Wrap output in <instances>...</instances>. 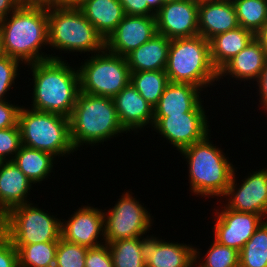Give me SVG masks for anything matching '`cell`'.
<instances>
[{
	"label": "cell",
	"instance_id": "8fae6325",
	"mask_svg": "<svg viewBox=\"0 0 267 267\" xmlns=\"http://www.w3.org/2000/svg\"><path fill=\"white\" fill-rule=\"evenodd\" d=\"M235 168L231 182L222 200L228 209L261 215L267 220V168L251 171L238 182Z\"/></svg>",
	"mask_w": 267,
	"mask_h": 267
},
{
	"label": "cell",
	"instance_id": "7a4b0ae2",
	"mask_svg": "<svg viewBox=\"0 0 267 267\" xmlns=\"http://www.w3.org/2000/svg\"><path fill=\"white\" fill-rule=\"evenodd\" d=\"M67 60L28 64L33 79L31 109L70 117L80 93L79 72Z\"/></svg>",
	"mask_w": 267,
	"mask_h": 267
},
{
	"label": "cell",
	"instance_id": "74e56055",
	"mask_svg": "<svg viewBox=\"0 0 267 267\" xmlns=\"http://www.w3.org/2000/svg\"><path fill=\"white\" fill-rule=\"evenodd\" d=\"M0 267H19L18 251L0 231Z\"/></svg>",
	"mask_w": 267,
	"mask_h": 267
},
{
	"label": "cell",
	"instance_id": "3957f363",
	"mask_svg": "<svg viewBox=\"0 0 267 267\" xmlns=\"http://www.w3.org/2000/svg\"><path fill=\"white\" fill-rule=\"evenodd\" d=\"M209 133L179 153L187 163L189 191L196 197L221 198L225 195L235 171V166L221 148L213 144Z\"/></svg>",
	"mask_w": 267,
	"mask_h": 267
},
{
	"label": "cell",
	"instance_id": "836d02e7",
	"mask_svg": "<svg viewBox=\"0 0 267 267\" xmlns=\"http://www.w3.org/2000/svg\"><path fill=\"white\" fill-rule=\"evenodd\" d=\"M22 63L12 57L3 55L0 57V101L9 100L7 94L15 85V80L20 75Z\"/></svg>",
	"mask_w": 267,
	"mask_h": 267
},
{
	"label": "cell",
	"instance_id": "e575fe53",
	"mask_svg": "<svg viewBox=\"0 0 267 267\" xmlns=\"http://www.w3.org/2000/svg\"><path fill=\"white\" fill-rule=\"evenodd\" d=\"M22 146L19 126L0 129V159L11 161Z\"/></svg>",
	"mask_w": 267,
	"mask_h": 267
},
{
	"label": "cell",
	"instance_id": "603a6c76",
	"mask_svg": "<svg viewBox=\"0 0 267 267\" xmlns=\"http://www.w3.org/2000/svg\"><path fill=\"white\" fill-rule=\"evenodd\" d=\"M170 43L165 35L155 34L126 56L130 72L165 70Z\"/></svg>",
	"mask_w": 267,
	"mask_h": 267
},
{
	"label": "cell",
	"instance_id": "8d00e7d4",
	"mask_svg": "<svg viewBox=\"0 0 267 267\" xmlns=\"http://www.w3.org/2000/svg\"><path fill=\"white\" fill-rule=\"evenodd\" d=\"M85 267H114L108 244L88 248Z\"/></svg>",
	"mask_w": 267,
	"mask_h": 267
},
{
	"label": "cell",
	"instance_id": "44dd1931",
	"mask_svg": "<svg viewBox=\"0 0 267 267\" xmlns=\"http://www.w3.org/2000/svg\"><path fill=\"white\" fill-rule=\"evenodd\" d=\"M239 27L236 11L231 0H210L199 2V35L210 40L215 35Z\"/></svg>",
	"mask_w": 267,
	"mask_h": 267
},
{
	"label": "cell",
	"instance_id": "f546056e",
	"mask_svg": "<svg viewBox=\"0 0 267 267\" xmlns=\"http://www.w3.org/2000/svg\"><path fill=\"white\" fill-rule=\"evenodd\" d=\"M240 27L254 35L267 22V0H231Z\"/></svg>",
	"mask_w": 267,
	"mask_h": 267
},
{
	"label": "cell",
	"instance_id": "d590c367",
	"mask_svg": "<svg viewBox=\"0 0 267 267\" xmlns=\"http://www.w3.org/2000/svg\"><path fill=\"white\" fill-rule=\"evenodd\" d=\"M126 15L156 16L164 4L162 0H118Z\"/></svg>",
	"mask_w": 267,
	"mask_h": 267
},
{
	"label": "cell",
	"instance_id": "4316f807",
	"mask_svg": "<svg viewBox=\"0 0 267 267\" xmlns=\"http://www.w3.org/2000/svg\"><path fill=\"white\" fill-rule=\"evenodd\" d=\"M132 85L151 107H155L169 83L165 70L131 72Z\"/></svg>",
	"mask_w": 267,
	"mask_h": 267
},
{
	"label": "cell",
	"instance_id": "ba28073f",
	"mask_svg": "<svg viewBox=\"0 0 267 267\" xmlns=\"http://www.w3.org/2000/svg\"><path fill=\"white\" fill-rule=\"evenodd\" d=\"M34 204L16 206L0 218V231L13 244L58 242L61 238V219Z\"/></svg>",
	"mask_w": 267,
	"mask_h": 267
},
{
	"label": "cell",
	"instance_id": "2e32d148",
	"mask_svg": "<svg viewBox=\"0 0 267 267\" xmlns=\"http://www.w3.org/2000/svg\"><path fill=\"white\" fill-rule=\"evenodd\" d=\"M157 34L155 16L125 15L116 29L106 38L105 48L126 57Z\"/></svg>",
	"mask_w": 267,
	"mask_h": 267
},
{
	"label": "cell",
	"instance_id": "7402d4cb",
	"mask_svg": "<svg viewBox=\"0 0 267 267\" xmlns=\"http://www.w3.org/2000/svg\"><path fill=\"white\" fill-rule=\"evenodd\" d=\"M33 184L11 161H3L0 166V218L10 209L30 203L29 193Z\"/></svg>",
	"mask_w": 267,
	"mask_h": 267
},
{
	"label": "cell",
	"instance_id": "cb8c5ba5",
	"mask_svg": "<svg viewBox=\"0 0 267 267\" xmlns=\"http://www.w3.org/2000/svg\"><path fill=\"white\" fill-rule=\"evenodd\" d=\"M78 8L104 40L126 15L118 0H87Z\"/></svg>",
	"mask_w": 267,
	"mask_h": 267
},
{
	"label": "cell",
	"instance_id": "4fadbf2b",
	"mask_svg": "<svg viewBox=\"0 0 267 267\" xmlns=\"http://www.w3.org/2000/svg\"><path fill=\"white\" fill-rule=\"evenodd\" d=\"M214 209V226L211 232L218 243L240 251L265 220L261 215L228 209L225 205ZM222 209V210H221Z\"/></svg>",
	"mask_w": 267,
	"mask_h": 267
},
{
	"label": "cell",
	"instance_id": "6da1fadb",
	"mask_svg": "<svg viewBox=\"0 0 267 267\" xmlns=\"http://www.w3.org/2000/svg\"><path fill=\"white\" fill-rule=\"evenodd\" d=\"M0 46L3 55L23 65L48 59L64 60V56L43 52L48 42V8L18 6L0 20ZM43 47V48H42Z\"/></svg>",
	"mask_w": 267,
	"mask_h": 267
},
{
	"label": "cell",
	"instance_id": "5b68a950",
	"mask_svg": "<svg viewBox=\"0 0 267 267\" xmlns=\"http://www.w3.org/2000/svg\"><path fill=\"white\" fill-rule=\"evenodd\" d=\"M165 72L169 82L191 84L203 91L218 83V71L210 58V43L201 35L171 40Z\"/></svg>",
	"mask_w": 267,
	"mask_h": 267
},
{
	"label": "cell",
	"instance_id": "bcb514c9",
	"mask_svg": "<svg viewBox=\"0 0 267 267\" xmlns=\"http://www.w3.org/2000/svg\"><path fill=\"white\" fill-rule=\"evenodd\" d=\"M172 1H177V0H162L163 3L172 2Z\"/></svg>",
	"mask_w": 267,
	"mask_h": 267
},
{
	"label": "cell",
	"instance_id": "1f68e13d",
	"mask_svg": "<svg viewBox=\"0 0 267 267\" xmlns=\"http://www.w3.org/2000/svg\"><path fill=\"white\" fill-rule=\"evenodd\" d=\"M204 258L201 249L195 247V262L201 267H239V251L212 240ZM199 260V261H198ZM202 260V261H201Z\"/></svg>",
	"mask_w": 267,
	"mask_h": 267
},
{
	"label": "cell",
	"instance_id": "c3c4849f",
	"mask_svg": "<svg viewBox=\"0 0 267 267\" xmlns=\"http://www.w3.org/2000/svg\"><path fill=\"white\" fill-rule=\"evenodd\" d=\"M3 56V53H2V48L0 46V57Z\"/></svg>",
	"mask_w": 267,
	"mask_h": 267
},
{
	"label": "cell",
	"instance_id": "60d3db41",
	"mask_svg": "<svg viewBox=\"0 0 267 267\" xmlns=\"http://www.w3.org/2000/svg\"><path fill=\"white\" fill-rule=\"evenodd\" d=\"M18 6L49 8L58 4L59 0H15Z\"/></svg>",
	"mask_w": 267,
	"mask_h": 267
},
{
	"label": "cell",
	"instance_id": "8992f818",
	"mask_svg": "<svg viewBox=\"0 0 267 267\" xmlns=\"http://www.w3.org/2000/svg\"><path fill=\"white\" fill-rule=\"evenodd\" d=\"M48 42L51 51H64L60 54L79 52L90 56L105 48V40L79 8L59 3L48 8Z\"/></svg>",
	"mask_w": 267,
	"mask_h": 267
},
{
	"label": "cell",
	"instance_id": "d6a6232c",
	"mask_svg": "<svg viewBox=\"0 0 267 267\" xmlns=\"http://www.w3.org/2000/svg\"><path fill=\"white\" fill-rule=\"evenodd\" d=\"M88 247L69 243L60 238L54 267H85Z\"/></svg>",
	"mask_w": 267,
	"mask_h": 267
},
{
	"label": "cell",
	"instance_id": "83f0119b",
	"mask_svg": "<svg viewBox=\"0 0 267 267\" xmlns=\"http://www.w3.org/2000/svg\"><path fill=\"white\" fill-rule=\"evenodd\" d=\"M13 245L18 251L19 267H54L58 242Z\"/></svg>",
	"mask_w": 267,
	"mask_h": 267
},
{
	"label": "cell",
	"instance_id": "ab89813d",
	"mask_svg": "<svg viewBox=\"0 0 267 267\" xmlns=\"http://www.w3.org/2000/svg\"><path fill=\"white\" fill-rule=\"evenodd\" d=\"M257 83H255V85L257 84L256 89L258 90L256 93H258L259 95V108L267 114V60L266 63L264 65V68L261 72V75L259 77V79L256 81Z\"/></svg>",
	"mask_w": 267,
	"mask_h": 267
},
{
	"label": "cell",
	"instance_id": "52a82bcc",
	"mask_svg": "<svg viewBox=\"0 0 267 267\" xmlns=\"http://www.w3.org/2000/svg\"><path fill=\"white\" fill-rule=\"evenodd\" d=\"M23 146L52 154L58 159L76 151L70 134L69 118L21 106L18 116Z\"/></svg>",
	"mask_w": 267,
	"mask_h": 267
},
{
	"label": "cell",
	"instance_id": "d4e9b609",
	"mask_svg": "<svg viewBox=\"0 0 267 267\" xmlns=\"http://www.w3.org/2000/svg\"><path fill=\"white\" fill-rule=\"evenodd\" d=\"M255 35L243 27H238L215 35L209 40L210 58L214 68L219 71L229 60L236 56Z\"/></svg>",
	"mask_w": 267,
	"mask_h": 267
},
{
	"label": "cell",
	"instance_id": "e0dca14e",
	"mask_svg": "<svg viewBox=\"0 0 267 267\" xmlns=\"http://www.w3.org/2000/svg\"><path fill=\"white\" fill-rule=\"evenodd\" d=\"M140 251L146 267H189L195 261L192 244L166 241L154 234L141 236Z\"/></svg>",
	"mask_w": 267,
	"mask_h": 267
},
{
	"label": "cell",
	"instance_id": "277c9868",
	"mask_svg": "<svg viewBox=\"0 0 267 267\" xmlns=\"http://www.w3.org/2000/svg\"><path fill=\"white\" fill-rule=\"evenodd\" d=\"M69 122L71 141L76 152L84 145L97 147L122 133L127 134L110 97L80 92Z\"/></svg>",
	"mask_w": 267,
	"mask_h": 267
},
{
	"label": "cell",
	"instance_id": "d6986e66",
	"mask_svg": "<svg viewBox=\"0 0 267 267\" xmlns=\"http://www.w3.org/2000/svg\"><path fill=\"white\" fill-rule=\"evenodd\" d=\"M202 89L187 83L169 82L157 105L154 117H170L188 112H206ZM201 92V93H200Z\"/></svg>",
	"mask_w": 267,
	"mask_h": 267
},
{
	"label": "cell",
	"instance_id": "7c38bea8",
	"mask_svg": "<svg viewBox=\"0 0 267 267\" xmlns=\"http://www.w3.org/2000/svg\"><path fill=\"white\" fill-rule=\"evenodd\" d=\"M206 112H188L170 117H154L151 131L165 138L179 152L201 140L211 130Z\"/></svg>",
	"mask_w": 267,
	"mask_h": 267
},
{
	"label": "cell",
	"instance_id": "484cf974",
	"mask_svg": "<svg viewBox=\"0 0 267 267\" xmlns=\"http://www.w3.org/2000/svg\"><path fill=\"white\" fill-rule=\"evenodd\" d=\"M55 156L50 153L21 146L20 150L12 160L17 167L25 174L32 184H41V181L48 180L53 172L54 164H58Z\"/></svg>",
	"mask_w": 267,
	"mask_h": 267
},
{
	"label": "cell",
	"instance_id": "9a60e30c",
	"mask_svg": "<svg viewBox=\"0 0 267 267\" xmlns=\"http://www.w3.org/2000/svg\"><path fill=\"white\" fill-rule=\"evenodd\" d=\"M198 8L199 2L194 0L164 3L155 16L157 33L170 40L199 35Z\"/></svg>",
	"mask_w": 267,
	"mask_h": 267
},
{
	"label": "cell",
	"instance_id": "ac0fdd59",
	"mask_svg": "<svg viewBox=\"0 0 267 267\" xmlns=\"http://www.w3.org/2000/svg\"><path fill=\"white\" fill-rule=\"evenodd\" d=\"M112 100L120 124L127 133L134 131L136 134L146 127H153L154 108L142 98L131 82Z\"/></svg>",
	"mask_w": 267,
	"mask_h": 267
},
{
	"label": "cell",
	"instance_id": "30bf717a",
	"mask_svg": "<svg viewBox=\"0 0 267 267\" xmlns=\"http://www.w3.org/2000/svg\"><path fill=\"white\" fill-rule=\"evenodd\" d=\"M120 196L112 208L103 210L106 244L143 236L150 232L154 223V216L139 198L133 196V193L126 190Z\"/></svg>",
	"mask_w": 267,
	"mask_h": 267
},
{
	"label": "cell",
	"instance_id": "ee69618b",
	"mask_svg": "<svg viewBox=\"0 0 267 267\" xmlns=\"http://www.w3.org/2000/svg\"><path fill=\"white\" fill-rule=\"evenodd\" d=\"M87 0H59V4L66 7H80Z\"/></svg>",
	"mask_w": 267,
	"mask_h": 267
},
{
	"label": "cell",
	"instance_id": "ffe728a7",
	"mask_svg": "<svg viewBox=\"0 0 267 267\" xmlns=\"http://www.w3.org/2000/svg\"><path fill=\"white\" fill-rule=\"evenodd\" d=\"M266 60L265 49L254 37L244 49L218 71V82L221 81V78L228 76L229 80L235 78L241 82L249 81L250 84L253 81L254 83L259 79Z\"/></svg>",
	"mask_w": 267,
	"mask_h": 267
},
{
	"label": "cell",
	"instance_id": "5bb4252c",
	"mask_svg": "<svg viewBox=\"0 0 267 267\" xmlns=\"http://www.w3.org/2000/svg\"><path fill=\"white\" fill-rule=\"evenodd\" d=\"M73 212L67 220L61 218L62 239L88 248L106 244L102 209L88 204L82 205Z\"/></svg>",
	"mask_w": 267,
	"mask_h": 267
},
{
	"label": "cell",
	"instance_id": "b9f144b4",
	"mask_svg": "<svg viewBox=\"0 0 267 267\" xmlns=\"http://www.w3.org/2000/svg\"><path fill=\"white\" fill-rule=\"evenodd\" d=\"M17 7L15 0H0V20L7 17Z\"/></svg>",
	"mask_w": 267,
	"mask_h": 267
},
{
	"label": "cell",
	"instance_id": "f6af8a7d",
	"mask_svg": "<svg viewBox=\"0 0 267 267\" xmlns=\"http://www.w3.org/2000/svg\"><path fill=\"white\" fill-rule=\"evenodd\" d=\"M189 267H201V266L194 261Z\"/></svg>",
	"mask_w": 267,
	"mask_h": 267
},
{
	"label": "cell",
	"instance_id": "4dcf8cb0",
	"mask_svg": "<svg viewBox=\"0 0 267 267\" xmlns=\"http://www.w3.org/2000/svg\"><path fill=\"white\" fill-rule=\"evenodd\" d=\"M141 236L108 244L114 267H146L140 251Z\"/></svg>",
	"mask_w": 267,
	"mask_h": 267
},
{
	"label": "cell",
	"instance_id": "f1b7e54d",
	"mask_svg": "<svg viewBox=\"0 0 267 267\" xmlns=\"http://www.w3.org/2000/svg\"><path fill=\"white\" fill-rule=\"evenodd\" d=\"M239 267H267V220L239 251Z\"/></svg>",
	"mask_w": 267,
	"mask_h": 267
},
{
	"label": "cell",
	"instance_id": "f35d334b",
	"mask_svg": "<svg viewBox=\"0 0 267 267\" xmlns=\"http://www.w3.org/2000/svg\"><path fill=\"white\" fill-rule=\"evenodd\" d=\"M9 100L0 101V129L18 126L21 105Z\"/></svg>",
	"mask_w": 267,
	"mask_h": 267
},
{
	"label": "cell",
	"instance_id": "9c48e42d",
	"mask_svg": "<svg viewBox=\"0 0 267 267\" xmlns=\"http://www.w3.org/2000/svg\"><path fill=\"white\" fill-rule=\"evenodd\" d=\"M77 66L80 92L103 97H115L131 81L126 57L106 48L92 54Z\"/></svg>",
	"mask_w": 267,
	"mask_h": 267
},
{
	"label": "cell",
	"instance_id": "7bdbcfd3",
	"mask_svg": "<svg viewBox=\"0 0 267 267\" xmlns=\"http://www.w3.org/2000/svg\"><path fill=\"white\" fill-rule=\"evenodd\" d=\"M255 38L260 42L267 53V22L255 34Z\"/></svg>",
	"mask_w": 267,
	"mask_h": 267
},
{
	"label": "cell",
	"instance_id": "7dc6e473",
	"mask_svg": "<svg viewBox=\"0 0 267 267\" xmlns=\"http://www.w3.org/2000/svg\"><path fill=\"white\" fill-rule=\"evenodd\" d=\"M196 2H202V1H210V0H194Z\"/></svg>",
	"mask_w": 267,
	"mask_h": 267
}]
</instances>
